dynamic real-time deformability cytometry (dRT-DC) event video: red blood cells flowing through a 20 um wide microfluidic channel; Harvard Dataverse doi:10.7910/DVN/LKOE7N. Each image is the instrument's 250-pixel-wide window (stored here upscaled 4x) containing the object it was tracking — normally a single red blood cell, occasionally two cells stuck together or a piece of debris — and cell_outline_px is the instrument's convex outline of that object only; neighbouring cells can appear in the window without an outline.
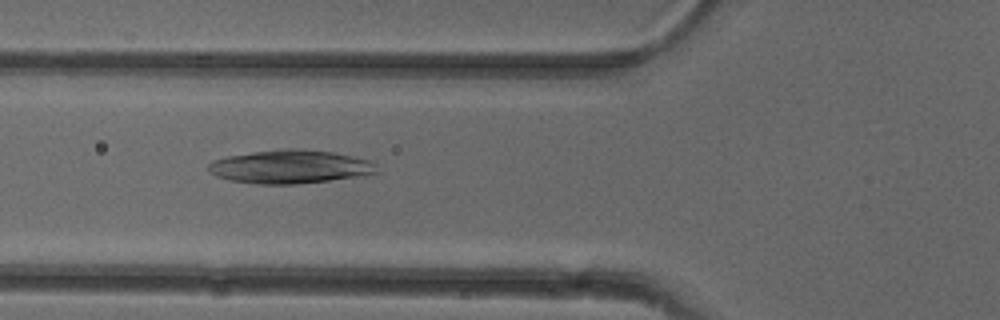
{"species": "common noctule bat (a hibernating species)", "species_latin": "Nyctalus noctula", "temperature_condition": "cold", "stored_images_in_passage": 50, "camera_frame_rate_fps": 3000, "um_per_image_px": 0.085, "animal": {"sex": "female"}, "frame": {"image": 1, "passage_image": 17, "time_ms": 5.333, "image_size_px": [1000, 320], "cell_outline_px": [[380, 172], [364, 176], [296, 184], [256, 184], [228, 180], [216, 176], [208, 168], [208, 164], [212, 160], [224, 156], [252, 152], [288, 148], [296, 148], [332, 152], [352, 156], [368, 160], [376, 164]], "centroid_in_image_um": [24.67, 14.17], "position_along_channel_um": 101.1, "area_um2": 33.06}}
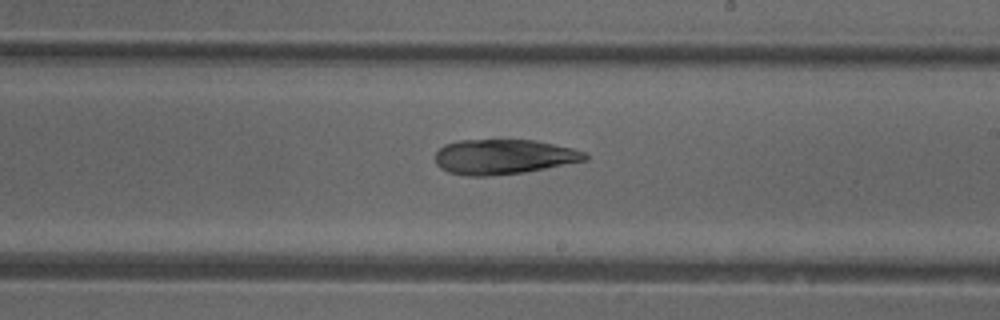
{"frame": {"image": 2, "passage_image": 28, "time_ms": 9.0, "image_size_px": [1000, 320], "cell_outline_px": [[588, 160], [524, 172], [488, 176], [464, 176], [448, 172], [440, 168], [436, 164], [436, 152], [444, 144], [456, 140], [536, 140], [572, 148], [584, 152], [588, 156]], "centroid_in_image_um": [42.78, 13.32], "position_along_channel_um": 246.2, "area_um2": 30.58}}
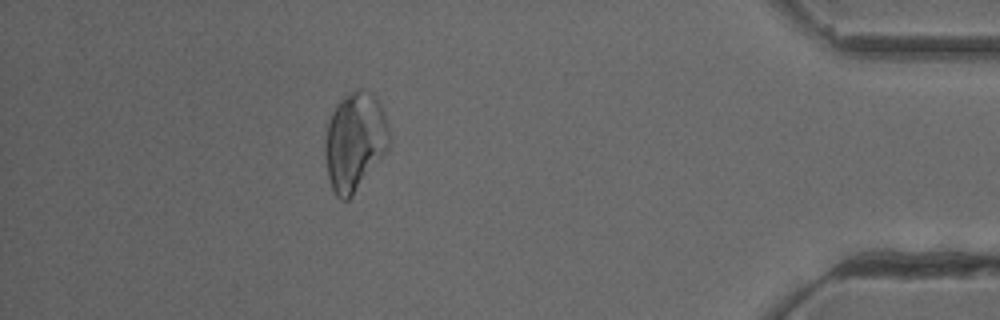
{"frame": {"image": 3, "passage_image": 44, "time_ms": 14.333, "image_size_px": [1000, 320], "cell_outline_px": [[388, 148], [352, 196], [348, 200], [340, 200], [336, 196], [332, 188], [328, 176], [324, 152], [324, 140], [328, 124], [332, 112], [336, 104], [340, 100], [356, 88], [360, 88], [376, 96], [384, 112], [388, 124]], "centroid_in_image_um": [30.13, 12.01], "position_along_channel_um": 405.1, "area_um2": 36.53}}